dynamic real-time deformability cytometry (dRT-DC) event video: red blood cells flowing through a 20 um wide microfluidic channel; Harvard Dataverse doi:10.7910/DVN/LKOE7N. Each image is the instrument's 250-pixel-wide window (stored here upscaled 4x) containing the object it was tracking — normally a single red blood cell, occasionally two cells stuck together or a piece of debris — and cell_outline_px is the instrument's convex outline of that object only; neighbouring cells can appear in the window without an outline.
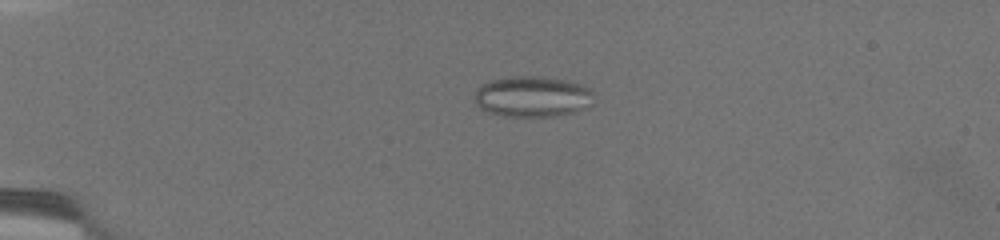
{"species": "common noctule bat (a hibernating species)", "species_latin": "Nyctalus noctula", "temperature_condition": "warm", "stored_images_in_passage": 56, "camera_frame_rate_fps": 3000, "um_per_image_px": 0.085, "animal": {"sex": "female", "body_mass_g": 19.5, "forearm_length_mm": 54.1}, "frame": {"image": 1, "passage_image": 3, "time_ms": 0.667, "image_size_px": [1000, 240], "cell_outline_px": [[592, 104], [572, 112], [556, 116], [504, 116], [488, 112], [480, 108], [476, 104], [476, 92], [480, 84], [492, 80], [508, 76], [544, 76], [564, 80], [580, 84], [588, 88], [592, 92]], "centroid_in_image_um": [45.23, 8.2], "position_along_channel_um": 39.8, "area_um2": 28.21}}
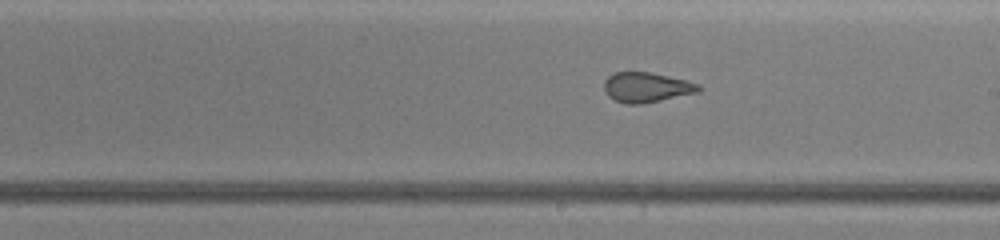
{"frame": {"image": 2, "passage_image": 28, "time_ms": 9.0, "image_size_px": [1000, 240], "cell_outline_px": [[700, 92], [640, 104], [624, 104], [608, 96], [604, 92], [604, 80], [612, 72], [652, 72], [700, 84]], "centroid_in_image_um": [54.92, 7.42], "position_along_channel_um": 234.1, "area_um2": 16.53}}
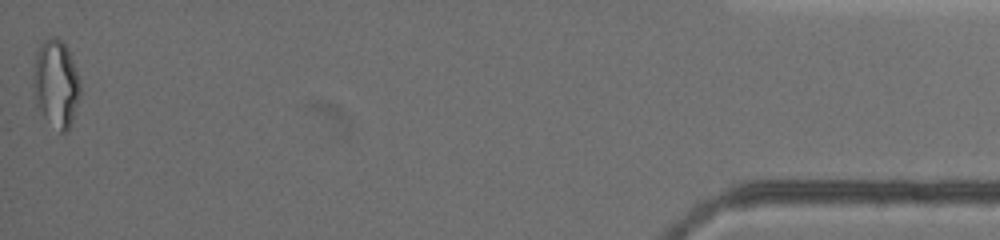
{"frame": {"image": 3, "passage_image": 56, "time_ms": 18.333, "image_size_px": [1000, 240], "cell_outline_px": [[80, 96], [68, 132], [60, 132], [36, 108], [36, 52], [44, 40], [52, 36], [56, 36], [64, 44], [68, 52], [80, 80]], "centroid_in_image_um": [4.8, 7.13], "position_along_channel_um": 430.4, "area_um2": 23.0}, "authors_computed_cell_mechanics": {"area_um2": 18.6694, "velocity_mm_per_s": 2.9842, "shape_relaxation_time_tau1_ms": null, "shape_relaxation_time_tau2_ms": 1.4601, "deformation_change_tau1": null, "deformation_change_tau2": 0.0896}}